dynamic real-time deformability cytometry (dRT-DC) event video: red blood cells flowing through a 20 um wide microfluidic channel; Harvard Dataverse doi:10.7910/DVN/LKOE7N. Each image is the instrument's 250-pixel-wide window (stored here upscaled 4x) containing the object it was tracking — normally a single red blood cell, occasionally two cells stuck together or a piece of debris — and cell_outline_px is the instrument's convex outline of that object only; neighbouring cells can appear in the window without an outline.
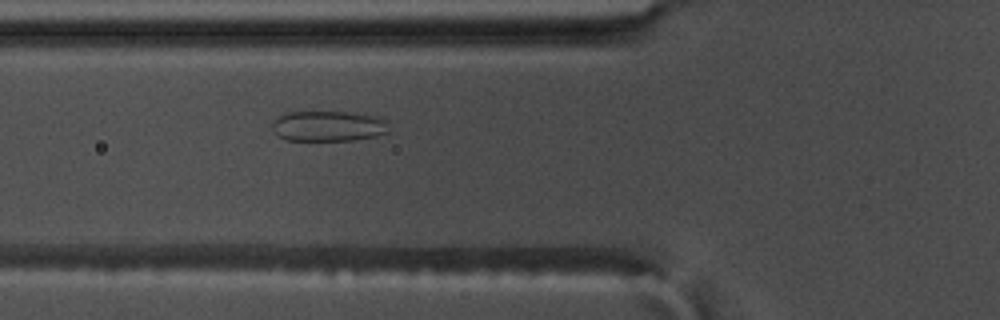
{"species": "common noctule bat (a hibernating species)", "species_latin": "Nyctalus noctula", "temperature_condition": "warm", "stored_images_in_passage": 51, "camera_frame_rate_fps": 3000, "um_per_image_px": 0.085, "animal": {"sex": "male", "body_mass_g": 17.5, "forearm_length_mm": 52.3}, "frame": {"image": 1, "passage_image": 15, "time_ms": 4.667, "image_size_px": [1000, 320], "cell_outline_px": [[388, 132], [376, 136], [352, 140], [288, 140], [276, 136], [272, 128], [272, 120], [276, 116], [284, 112], [344, 112], [376, 116], [388, 120]], "centroid_in_image_um": [27.86, 10.71], "position_along_channel_um": 97.9, "area_um2": 20.92}}
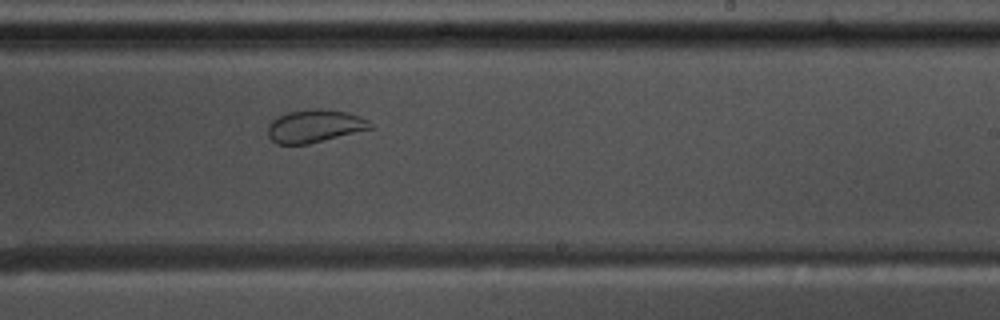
{"frame": {"image": 2, "passage_image": 29, "time_ms": 9.333, "image_size_px": [1000, 320], "cell_outline_px": [[372, 128], [308, 144], [276, 144], [268, 136], [268, 124], [276, 116], [288, 112], [316, 108], [348, 112], [360, 116], [368, 120], [372, 124]], "centroid_in_image_um": [26.72, 10.71], "position_along_channel_um": 262.3, "area_um2": 19.54}}
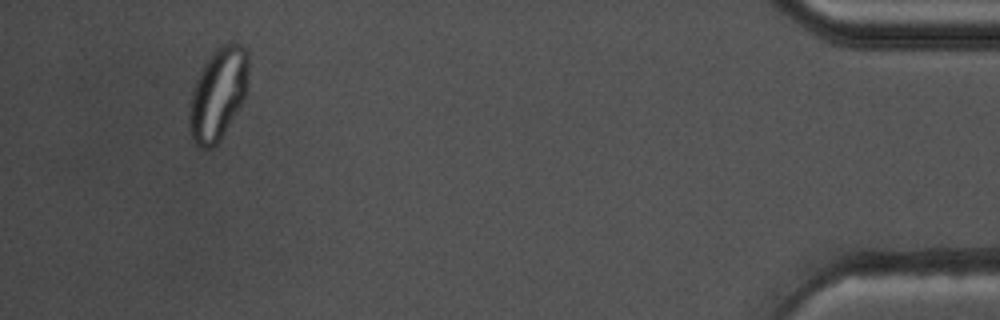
{"frame": {"image": 3, "passage_image": 48, "time_ms": 15.667, "image_size_px": [1000, 320], "cell_outline_px": [[248, 72], [244, 100], [220, 140], [212, 148], [200, 148], [196, 144], [188, 128], [188, 112], [192, 92], [196, 80], [204, 64], [212, 52], [216, 48], [224, 44], [240, 44], [248, 52]], "centroid_in_image_um": [18.52, 8.01], "position_along_channel_um": 416.7, "area_um2": 31.62}}